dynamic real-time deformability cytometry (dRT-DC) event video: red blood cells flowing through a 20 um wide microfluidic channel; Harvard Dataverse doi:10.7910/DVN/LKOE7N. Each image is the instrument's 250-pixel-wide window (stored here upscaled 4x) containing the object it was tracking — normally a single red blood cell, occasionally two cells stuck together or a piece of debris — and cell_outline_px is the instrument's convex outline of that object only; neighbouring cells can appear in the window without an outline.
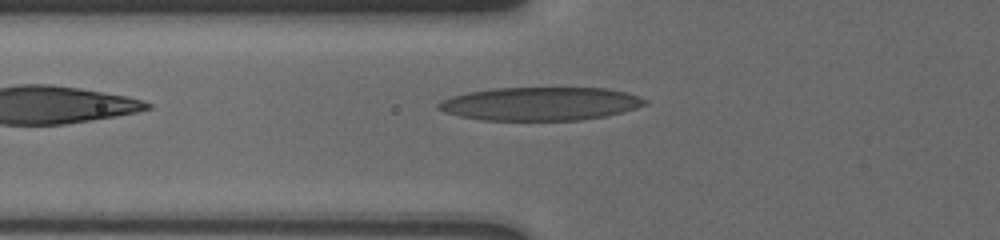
{"species": "human", "species_latin": "Homo sapiens", "temperature_condition": "cold", "stored_images_in_passage": 5, "camera_frame_rate_fps": 3000, "um_per_image_px": 0.085, "donor": {"sex": "male"}, "frame": {"image": 1, "passage_image": 5, "time_ms": 2.333, "image_size_px": [1000, 240], "cell_outline_px": [[648, 104], [636, 108], [604, 116], [580, 120], [480, 120], [460, 116], [444, 112], [436, 108], [436, 104], [440, 100], [452, 96], [468, 92], [492, 88], [608, 88], [624, 92], [648, 100]], "centroid_in_image_um": [45.88, 8.82], "position_along_channel_um": 79.9, "area_um2": 40.11}}